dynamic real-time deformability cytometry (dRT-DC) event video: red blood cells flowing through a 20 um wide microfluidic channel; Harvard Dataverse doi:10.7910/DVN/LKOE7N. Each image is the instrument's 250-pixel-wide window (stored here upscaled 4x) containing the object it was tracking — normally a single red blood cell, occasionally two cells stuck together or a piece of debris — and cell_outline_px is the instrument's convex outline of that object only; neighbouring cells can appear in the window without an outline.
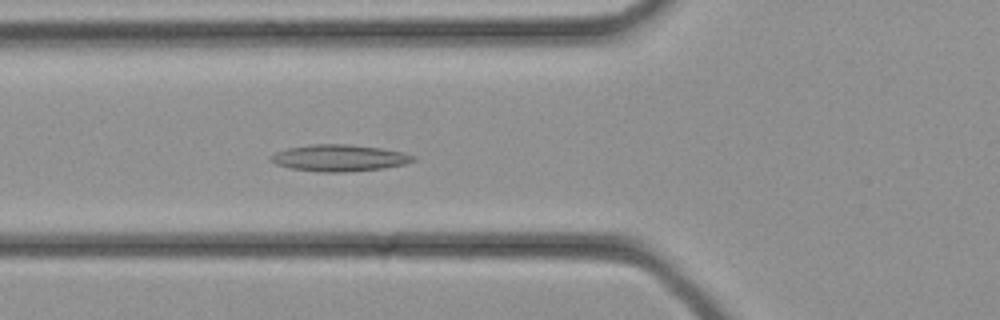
{"species": "common noctule bat (a hibernating species)", "species_latin": "Nyctalus noctula", "temperature_condition": "cold", "stored_images_in_passage": 30, "segment_of_instrument_passage": [1, 2], "camera_frame_rate_fps": 3000, "um_per_image_px": 0.085, "animal": {"sex": "female", "body_mass_g": 21.9}, "frame": {"image": 1, "passage_image": 7, "time_ms": 2.0, "image_size_px": [1000, 320], "cell_outline_px": [[416, 160], [404, 164], [384, 168], [344, 172], [320, 172], [292, 168], [276, 164], [268, 160], [268, 156], [276, 152], [288, 148], [308, 144], [352, 144], [380, 148], [400, 152], [416, 156]], "centroid_in_image_um": [28.8, 13.42], "position_along_channel_um": 97.0, "area_um2": 22.14}}
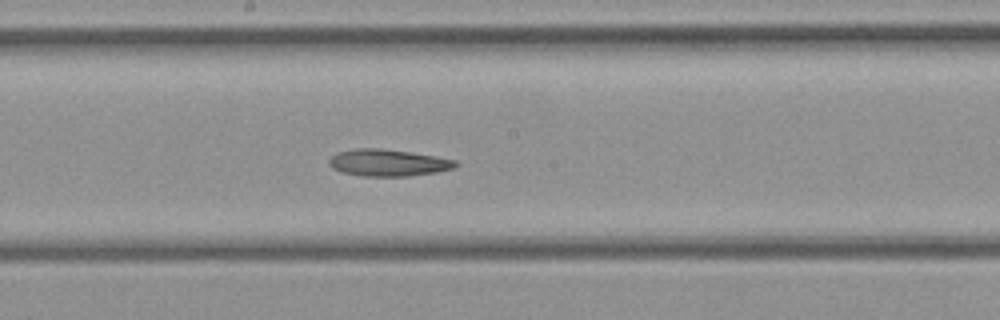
{"frame": {"image": 2, "passage_image": 13, "time_ms": 4.0, "image_size_px": [1000, 320], "cell_outline_px": [[460, 164], [452, 168], [436, 172], [408, 176], [360, 176], [344, 172], [332, 168], [328, 164], [328, 160], [336, 152], [352, 148], [384, 148], [412, 152], [436, 156], [456, 160]], "centroid_in_image_um": [32.97, 13.81], "position_along_channel_um": 215.2, "area_um2": 20.0}}
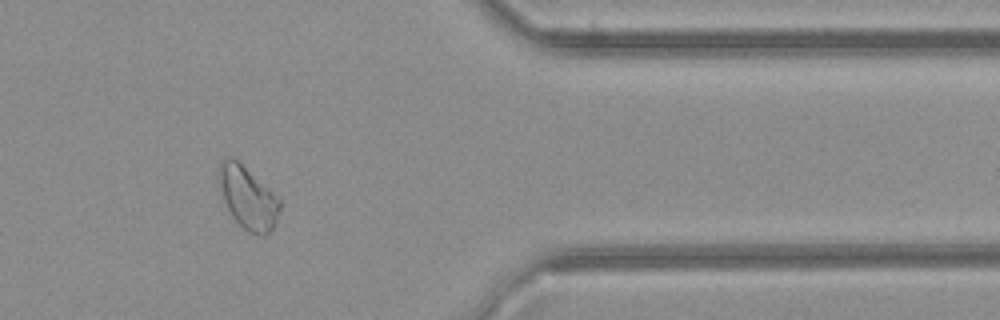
{"frame": {"image": 3, "passage_image": 23, "time_ms": 7.333, "image_size_px": [1000, 320], "cell_outline_px": [[280, 208], [276, 224], [264, 236], [260, 236], [248, 232], [232, 216], [224, 200], [216, 176], [216, 172], [220, 160], [224, 156], [232, 156], [268, 188], [280, 200]], "centroid_in_image_um": [21.02, 16.78], "position_along_channel_um": 390.4, "area_um2": 22.14}}